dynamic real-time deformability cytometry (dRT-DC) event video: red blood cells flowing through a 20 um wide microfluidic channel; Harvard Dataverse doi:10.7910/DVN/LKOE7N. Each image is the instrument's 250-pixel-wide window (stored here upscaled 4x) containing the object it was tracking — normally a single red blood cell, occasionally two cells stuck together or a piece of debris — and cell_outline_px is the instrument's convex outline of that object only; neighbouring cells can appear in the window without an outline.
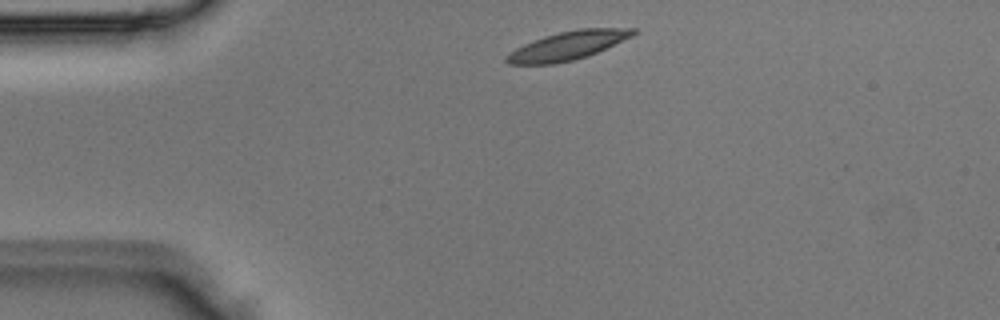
{"species": "Egyptian fruit bat (a non-hibernating species)", "species_latin": "Rousettus aegyptiacus", "temperature_condition": "room temperature", "stored_images_in_passage": 2, "camera_frame_rate_fps": 3000, "um_per_image_px": 0.085, "animal": {"sex": "male"}, "frame": {"image": 1, "passage_image": 1, "time_ms": 0.0, "image_size_px": [1000, 320], "cell_outline_px": [[640, 32], [632, 36], [588, 56], [572, 60], [552, 64], [508, 64], [504, 60], [504, 56], [508, 52], [524, 44], [544, 36], [560, 32], [580, 28], [636, 28]], "centroid_in_image_um": [48.25, 3.87], "position_along_channel_um": 36.8, "area_um2": 21.04}}